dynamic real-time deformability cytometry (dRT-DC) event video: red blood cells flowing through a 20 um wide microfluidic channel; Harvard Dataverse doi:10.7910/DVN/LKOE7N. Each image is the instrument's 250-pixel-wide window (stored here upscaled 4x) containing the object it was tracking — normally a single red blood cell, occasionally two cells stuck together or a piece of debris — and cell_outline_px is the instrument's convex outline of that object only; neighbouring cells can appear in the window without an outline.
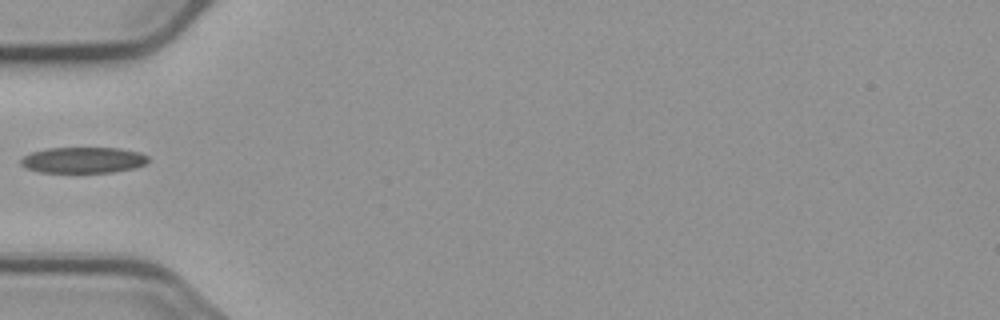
{"species": "common noctule bat (a hibernating species)", "species_latin": "Nyctalus noctula", "temperature_condition": "cold", "stored_images_in_passage": 5, "camera_frame_rate_fps": 3000, "um_per_image_px": 0.085, "animal": {"sex": "male", "body_mass_g": 23.1, "forearm_length_mm": 52.7}, "frame": {"image": 1, "passage_image": 4, "time_ms": 4.333, "image_size_px": [1000, 320], "cell_outline_px": [[148, 160], [144, 164], [136, 168], [112, 172], [40, 172], [24, 168], [20, 164], [20, 160], [24, 156], [32, 152], [48, 148], [120, 148], [140, 152], [148, 156]], "centroid_in_image_um": [7.07, 13.6], "position_along_channel_um": 77.9, "area_um2": 19.31}}
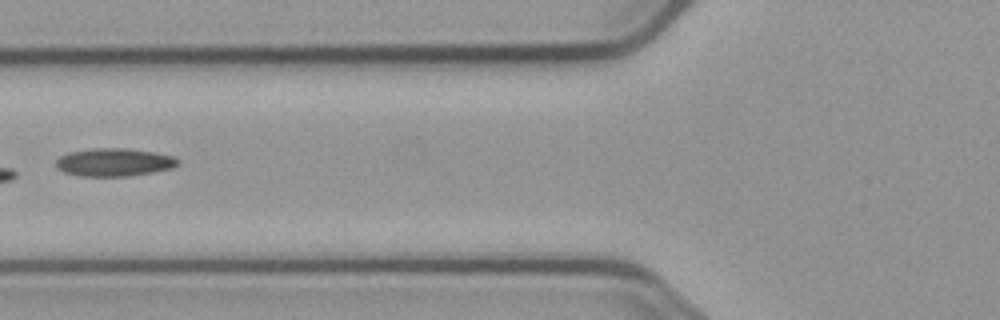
{"frame": {"image": 2, "passage_image": 5, "time_ms": 5.333, "image_size_px": [1000, 320], "cell_outline_px": [[180, 164], [172, 168], [152, 172], [128, 176], [80, 176], [64, 172], [56, 168], [56, 160], [60, 156], [68, 152], [92, 148], [124, 148], [156, 152], [172, 156], [180, 160]], "centroid_in_image_um": [9.7, 13.79], "position_along_channel_um": 116.1, "area_um2": 20.0}}